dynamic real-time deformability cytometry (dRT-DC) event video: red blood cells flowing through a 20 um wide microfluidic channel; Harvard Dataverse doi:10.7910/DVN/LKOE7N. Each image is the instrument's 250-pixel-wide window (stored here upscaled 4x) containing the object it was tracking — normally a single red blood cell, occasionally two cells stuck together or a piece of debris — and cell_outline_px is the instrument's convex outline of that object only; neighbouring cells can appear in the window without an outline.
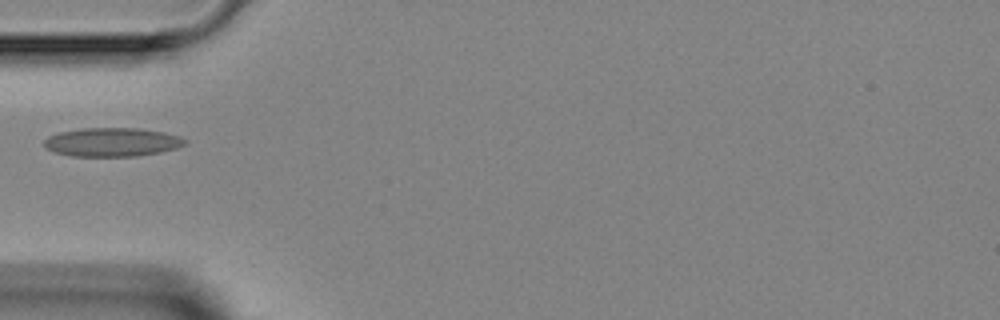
{"species": "Egyptian fruit bat (a non-hibernating species)", "species_latin": "Rousettus aegyptiacus", "temperature_condition": "room temperature", "stored_images_in_passage": 1, "camera_frame_rate_fps": 3000, "um_per_image_px": 0.085, "animal": {"sex": "female"}, "frame": {"image": 1, "passage_image": 1, "time_ms": 0.0, "image_size_px": [1000, 320], "cell_outline_px": [[188, 144], [176, 148], [160, 152], [136, 156], [72, 156], [56, 152], [44, 148], [44, 140], [48, 136], [56, 132], [80, 128], [140, 128], [164, 132], [180, 136], [188, 140]], "centroid_in_image_um": [9.53, 12.07], "position_along_channel_um": 75.5, "area_um2": 23.87}}